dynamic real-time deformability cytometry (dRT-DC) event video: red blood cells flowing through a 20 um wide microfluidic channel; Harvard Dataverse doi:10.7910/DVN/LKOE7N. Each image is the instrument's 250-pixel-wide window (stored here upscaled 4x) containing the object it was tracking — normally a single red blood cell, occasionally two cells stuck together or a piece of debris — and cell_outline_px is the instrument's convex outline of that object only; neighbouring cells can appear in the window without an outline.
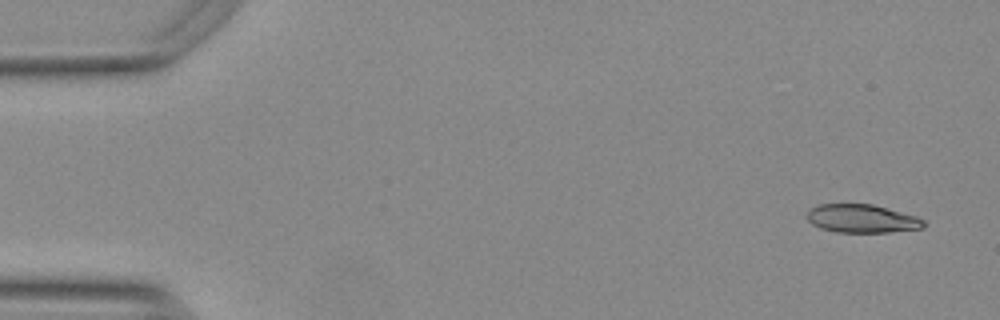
{"species": "Egyptian fruit bat (a non-hibernating species)", "species_latin": "Rousettus aegyptiacus", "temperature_condition": "warm", "stored_images_in_passage": 52, "camera_frame_rate_fps": 3000, "um_per_image_px": 0.085, "animal": {"sex": "female"}, "frame": {"image": 1, "passage_image": 1, "time_ms": 0.0, "image_size_px": [1000, 320], "cell_outline_px": [[924, 228], [888, 232], [836, 232], [820, 228], [812, 224], [808, 220], [808, 212], [812, 208], [820, 204], [872, 204], [916, 216], [924, 220]], "centroid_in_image_um": [73.27, 18.58], "position_along_channel_um": 11.7, "area_um2": 19.07}}
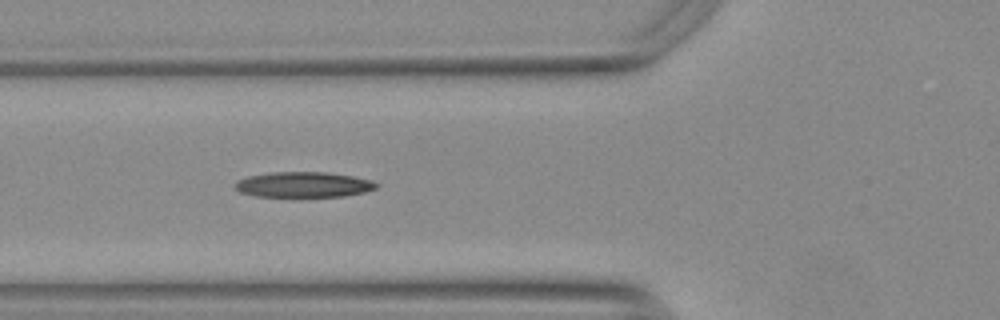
{"frame": {"image": 2, "passage_image": 18, "time_ms": 5.667, "image_size_px": [1000, 320], "cell_outline_px": [[380, 184], [376, 188], [364, 192], [344, 196], [300, 200], [256, 196], [240, 192], [236, 188], [236, 180], [248, 176], [272, 172], [324, 172], [352, 176], [372, 180]], "centroid_in_image_um": [25.8, 15.75], "position_along_channel_um": 100.0, "area_um2": 22.02}}
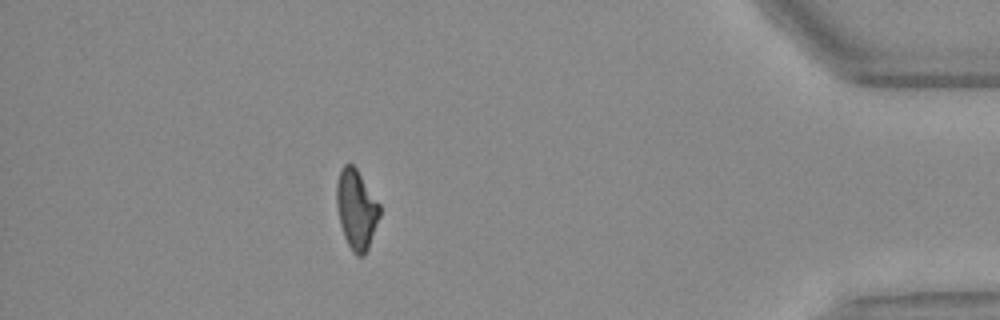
{"frame": {"image": 3, "passage_image": 46, "time_ms": 15.0, "image_size_px": [1000, 320], "cell_outline_px": [[380, 216], [368, 248], [364, 256], [356, 256], [352, 252], [344, 236], [340, 224], [336, 204], [336, 184], [340, 168], [344, 164], [352, 164], [356, 168], [380, 204]], "centroid_in_image_um": [30.28, 17.79], "position_along_channel_um": 404.9, "area_um2": 20.06}, "authors_computed_cell_mechanics": {"area_um2": 20.5479, "velocity_mm_per_s": 3.7783, "shape_relaxation_time_tau1_ms": null, "shape_relaxation_time_tau2_ms": 8.2338, "deformation_change_tau1": null, "deformation_change_tau2": 0.2005}}